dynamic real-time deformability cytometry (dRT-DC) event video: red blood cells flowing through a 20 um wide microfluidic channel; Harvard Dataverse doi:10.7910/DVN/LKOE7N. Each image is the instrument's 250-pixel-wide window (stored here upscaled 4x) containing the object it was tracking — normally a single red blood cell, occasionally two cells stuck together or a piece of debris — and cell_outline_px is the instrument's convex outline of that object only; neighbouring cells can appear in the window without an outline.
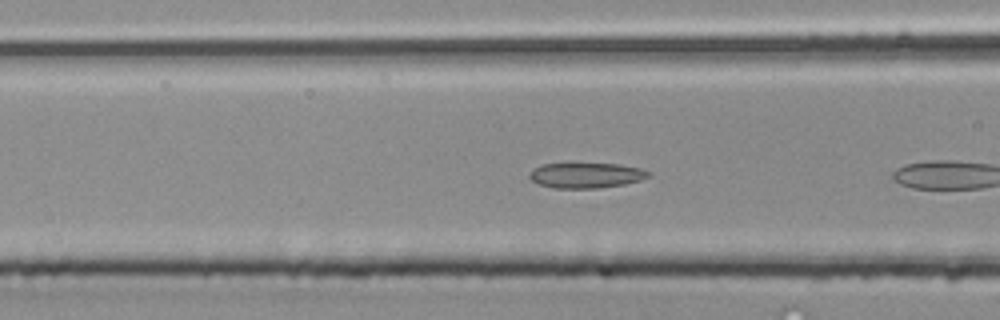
{"species": "common noctule bat (a hibernating species)", "species_latin": "Nyctalus noctula", "temperature_condition": "room temperature", "stored_images_in_passage": 24, "camera_frame_rate_fps": 3000, "um_per_image_px": 0.085, "animal": {"sex": "male", "body_mass_g": 20.4}, "frame": {"image": 1, "passage_image": 17, "time_ms": 5.333, "image_size_px": [1000, 320], "cell_outline_px": [[652, 176], [640, 180], [624, 184], [596, 188], [552, 188], [540, 184], [532, 180], [528, 176], [532, 168], [540, 164], [572, 160], [620, 164], [640, 168], [652, 172]], "centroid_in_image_um": [49.78, 14.83], "position_along_channel_um": 116.8, "area_um2": 18.73}}